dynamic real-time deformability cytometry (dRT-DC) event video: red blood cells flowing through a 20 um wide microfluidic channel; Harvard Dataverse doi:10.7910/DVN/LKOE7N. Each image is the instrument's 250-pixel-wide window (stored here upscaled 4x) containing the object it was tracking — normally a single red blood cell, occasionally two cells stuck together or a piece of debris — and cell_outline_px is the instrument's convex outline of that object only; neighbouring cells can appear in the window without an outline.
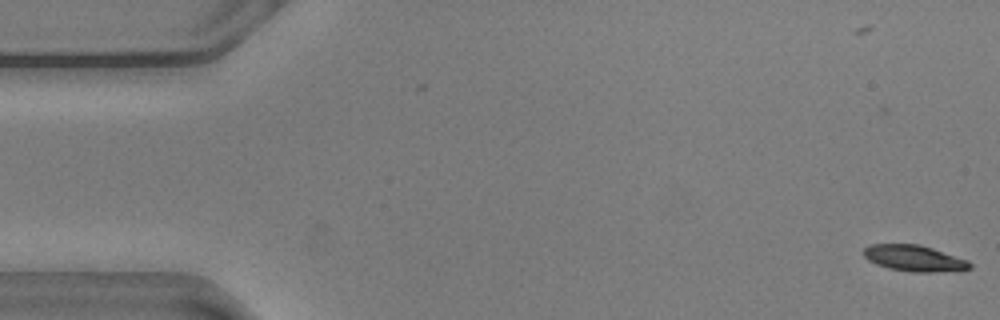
{"species": "common noctule bat (a hibernating species)", "species_latin": "Nyctalus noctula", "temperature_condition": "warm", "stored_images_in_passage": 2, "camera_frame_rate_fps": 3000, "um_per_image_px": 0.085, "animal": {"sex": "male", "body_mass_g": 20.5, "forearm_length_mm": 52.5}, "frame": {"image": 1, "passage_image": 2, "time_ms": 0.333, "image_size_px": [1000, 320], "cell_outline_px": [[972, 268], [932, 272], [912, 272], [888, 268], [876, 264], [868, 260], [864, 256], [864, 248], [868, 244], [920, 244], [968, 260], [972, 264]], "centroid_in_image_um": [77.67, 21.94], "position_along_channel_um": 7.3, "area_um2": 16.07}}